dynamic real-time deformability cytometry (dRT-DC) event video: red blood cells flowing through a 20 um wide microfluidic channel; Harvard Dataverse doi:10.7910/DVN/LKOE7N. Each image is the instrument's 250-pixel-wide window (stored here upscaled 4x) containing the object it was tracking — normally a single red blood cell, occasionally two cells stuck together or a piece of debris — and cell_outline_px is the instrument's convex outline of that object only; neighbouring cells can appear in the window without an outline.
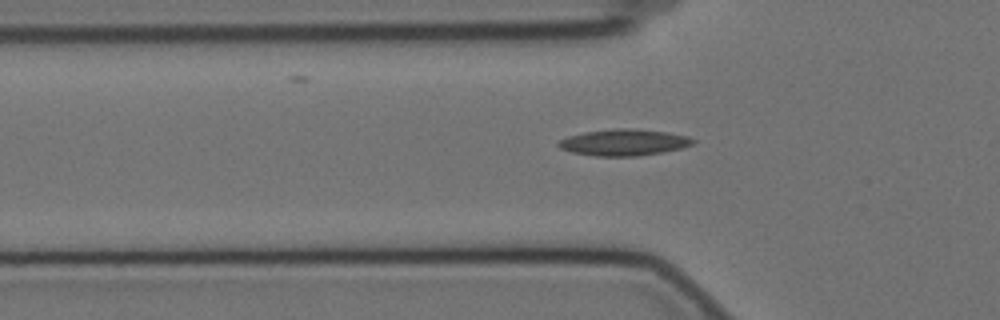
{"species": "Egyptian fruit bat (a non-hibernating species)", "species_latin": "Rousettus aegyptiacus", "temperature_condition": "cold", "stored_images_in_passage": 36, "camera_frame_rate_fps": 3000, "um_per_image_px": 0.085, "animal": {"sex": "female"}, "frame": {"image": 1, "passage_image": 4, "time_ms": 1.0, "image_size_px": [1000, 320], "cell_outline_px": [[696, 140], [692, 144], [680, 148], [664, 152], [640, 156], [596, 156], [572, 152], [560, 148], [556, 144], [560, 140], [568, 136], [584, 132], [612, 128], [636, 128], [668, 132], [688, 136]], "centroid_in_image_um": [53.04, 12.09], "position_along_channel_um": 72.8, "area_um2": 20.87}}
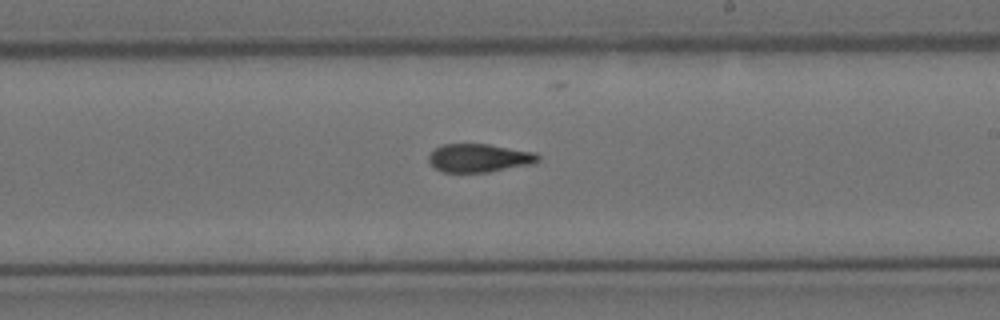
{"frame": {"image": 2, "passage_image": 19, "time_ms": 6.0, "image_size_px": [1000, 320], "cell_outline_px": [[540, 160], [532, 164], [488, 172], [444, 172], [436, 168], [428, 160], [428, 156], [436, 148], [444, 144], [488, 144], [536, 152], [540, 156]], "centroid_in_image_um": [40.77, 13.42], "position_along_channel_um": 248.2, "area_um2": 17.98}}
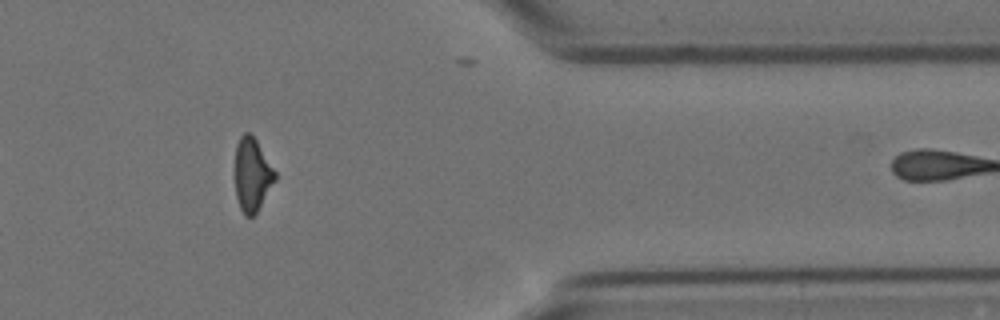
{"frame": {"image": 3, "passage_image": 33, "time_ms": 10.667, "image_size_px": [1000, 320], "cell_outline_px": [[276, 180], [256, 212], [252, 216], [244, 216], [240, 208], [236, 196], [232, 176], [232, 172], [236, 144], [240, 136], [244, 132], [248, 132], [256, 140], [276, 172]], "centroid_in_image_um": [21.37, 14.83], "position_along_channel_um": 390.0, "area_um2": 17.63}, "authors_computed_cell_mechanics": {"area_um2": 18.5249, "velocity_mm_per_s": 3.4924, "shape_relaxation_time_tau1_ms": null, "shape_relaxation_time_tau2_ms": 3.9142, "deformation_change_tau1": null, "deformation_change_tau2": 0.1225}}